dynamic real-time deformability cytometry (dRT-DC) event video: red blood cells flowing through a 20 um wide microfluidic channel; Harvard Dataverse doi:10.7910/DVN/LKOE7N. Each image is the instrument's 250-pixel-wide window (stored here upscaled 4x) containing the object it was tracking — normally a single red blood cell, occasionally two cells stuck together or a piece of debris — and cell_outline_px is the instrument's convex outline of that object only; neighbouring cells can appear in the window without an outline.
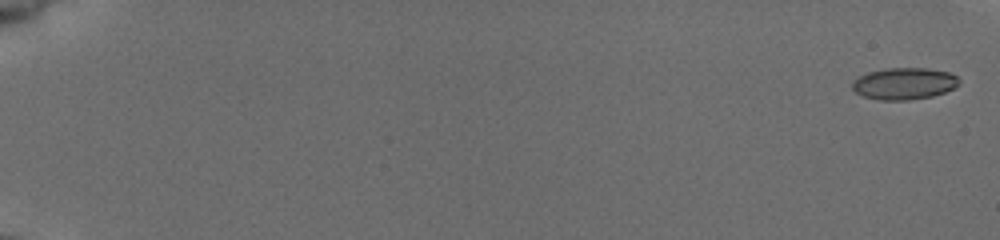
{"species": "common noctule bat (a hibernating species)", "species_latin": "Nyctalus noctula", "temperature_condition": "cold", "stored_images_in_passage": 15, "segment_of_instrument_passage": [1, 2], "camera_frame_rate_fps": 3000, "um_per_image_px": 0.085, "animal": {"sex": "female", "body_mass_g": 19.5, "forearm_length_mm": 54.1}, "frame": {"image": 1, "passage_image": 1, "time_ms": 0.0, "image_size_px": [1000, 240], "cell_outline_px": [[960, 84], [944, 92], [932, 96], [908, 100], [880, 100], [864, 96], [856, 92], [852, 88], [852, 80], [868, 72], [884, 68], [928, 68], [948, 72], [956, 76], [960, 80]], "centroid_in_image_um": [76.84, 7.1], "position_along_channel_um": 8.2, "area_um2": 19.77}}
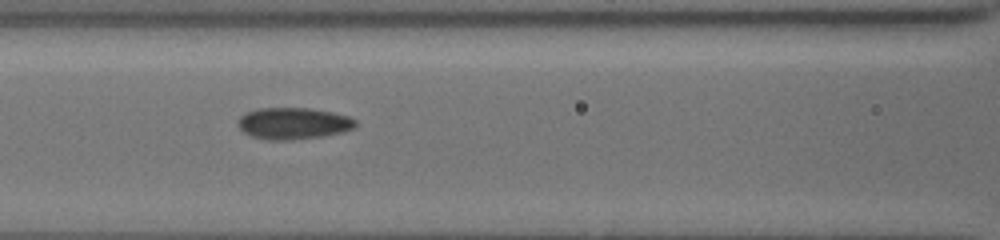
{"frame": {"image": 2, "passage_image": 12, "time_ms": 3.667, "image_size_px": [1000, 240], "cell_outline_px": [[356, 128], [344, 132], [324, 136], [292, 140], [268, 140], [252, 136], [244, 132], [240, 128], [240, 116], [248, 112], [260, 108], [308, 108], [332, 112], [348, 116], [356, 120]], "centroid_in_image_um": [25.0, 10.5], "position_along_channel_um": 141.6, "area_um2": 21.62}}
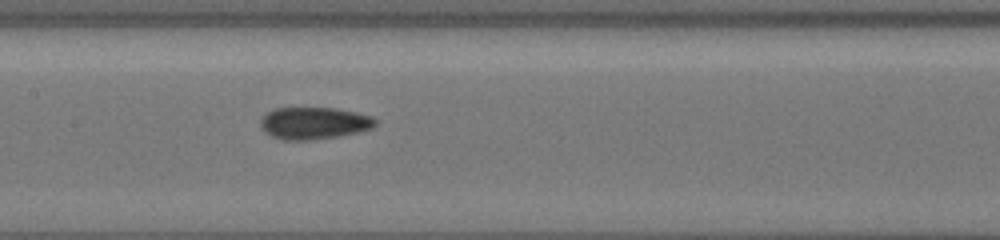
{"frame": {"image": 3, "passage_image": 13, "time_ms": 4.0, "image_size_px": [1000, 240], "cell_outline_px": [[376, 124], [372, 128], [356, 132], [336, 136], [308, 140], [284, 140], [272, 136], [264, 132], [260, 128], [260, 120], [268, 112], [276, 108], [336, 108], [356, 112], [372, 116], [376, 120]], "centroid_in_image_um": [26.67, 10.46], "position_along_channel_um": 180.7, "area_um2": 21.33}}